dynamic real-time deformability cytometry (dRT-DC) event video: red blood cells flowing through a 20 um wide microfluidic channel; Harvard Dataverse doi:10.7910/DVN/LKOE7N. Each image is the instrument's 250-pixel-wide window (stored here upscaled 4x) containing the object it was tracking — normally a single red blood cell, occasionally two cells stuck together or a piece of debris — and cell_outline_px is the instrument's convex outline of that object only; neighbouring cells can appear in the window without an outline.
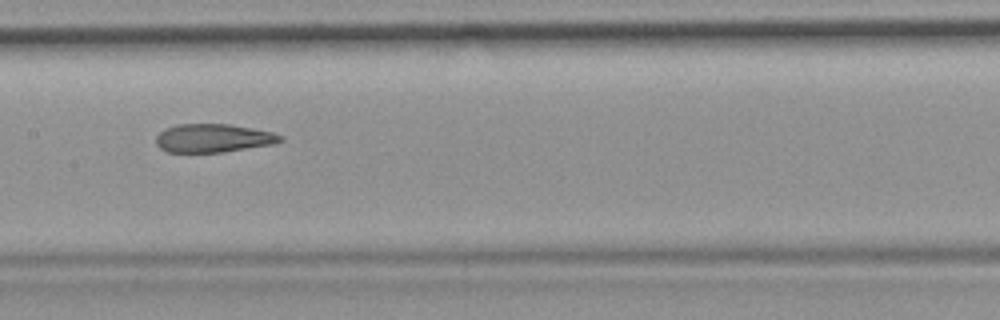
{"species": "common noctule bat (a hibernating species)", "species_latin": "Nyctalus noctula", "temperature_condition": "room temperature", "stored_images_in_passage": 8, "camera_frame_rate_fps": 3000, "um_per_image_px": 0.085, "animal": {"sex": "female", "body_mass_g": 19.9}, "frame": {"image": 1, "passage_image": 7, "time_ms": 7.0, "image_size_px": [1000, 320], "cell_outline_px": [[284, 140], [272, 144], [224, 152], [168, 152], [160, 148], [156, 144], [156, 136], [164, 128], [176, 124], [228, 124], [252, 128], [272, 132], [284, 136]], "centroid_in_image_um": [18.11, 11.74], "position_along_channel_um": 189.3, "area_um2": 20.63}}